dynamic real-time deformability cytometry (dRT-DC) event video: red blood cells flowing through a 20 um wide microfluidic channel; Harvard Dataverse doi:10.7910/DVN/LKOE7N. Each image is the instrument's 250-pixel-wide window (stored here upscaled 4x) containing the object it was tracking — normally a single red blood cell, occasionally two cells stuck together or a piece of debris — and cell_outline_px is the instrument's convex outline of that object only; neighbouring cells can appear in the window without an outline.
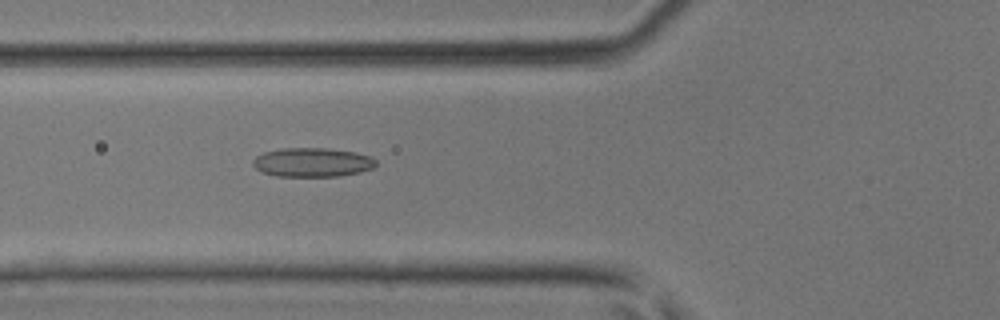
{"species": "common noctule bat (a hibernating species)", "species_latin": "Nyctalus noctula", "temperature_condition": "room temperature", "stored_images_in_passage": 44, "camera_frame_rate_fps": 3000, "um_per_image_px": 0.085, "animal": {"sex": "male", "body_mass_g": 17.9, "forearm_length_mm": 54.2}, "frame": {"image": 1, "passage_image": 17, "time_ms": 5.333, "image_size_px": [1000, 320], "cell_outline_px": [[376, 164], [372, 168], [360, 172], [340, 176], [276, 176], [260, 172], [252, 164], [252, 160], [256, 156], [264, 152], [284, 148], [324, 148], [356, 152], [372, 156], [376, 160]], "centroid_in_image_um": [26.54, 13.8], "position_along_channel_um": 99.3, "area_um2": 20.92}}
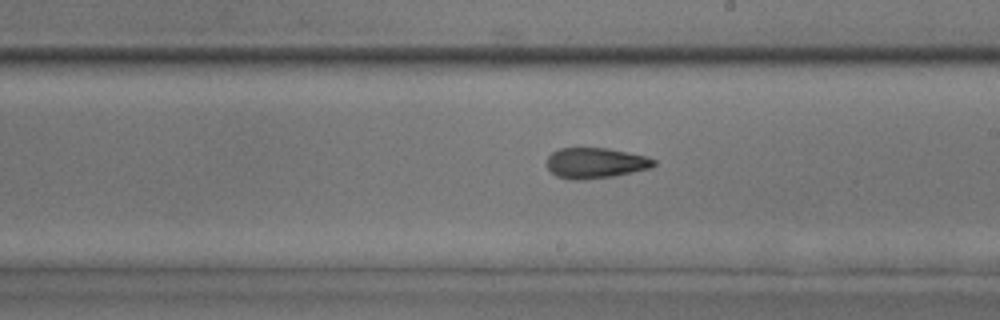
{"frame": {"image": 2, "passage_image": 26, "time_ms": 8.333, "image_size_px": [1000, 320], "cell_outline_px": [[656, 164], [652, 168], [612, 176], [584, 180], [568, 180], [556, 176], [548, 168], [548, 156], [552, 152], [560, 148], [608, 148], [644, 156], [656, 160]], "centroid_in_image_um": [50.61, 13.86], "position_along_channel_um": 238.4, "area_um2": 19.02}}
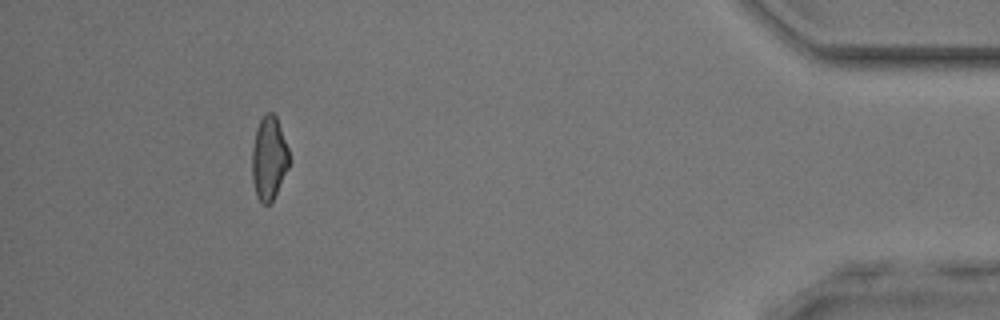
{"frame": {"image": 3, "passage_image": 41, "time_ms": 13.333, "image_size_px": [1000, 320], "cell_outline_px": [[288, 168], [272, 204], [260, 204], [256, 196], [252, 180], [252, 148], [256, 128], [264, 112], [272, 112], [276, 116], [288, 148]], "centroid_in_image_um": [22.84, 13.48], "position_along_channel_um": 412.4, "area_um2": 18.26}}